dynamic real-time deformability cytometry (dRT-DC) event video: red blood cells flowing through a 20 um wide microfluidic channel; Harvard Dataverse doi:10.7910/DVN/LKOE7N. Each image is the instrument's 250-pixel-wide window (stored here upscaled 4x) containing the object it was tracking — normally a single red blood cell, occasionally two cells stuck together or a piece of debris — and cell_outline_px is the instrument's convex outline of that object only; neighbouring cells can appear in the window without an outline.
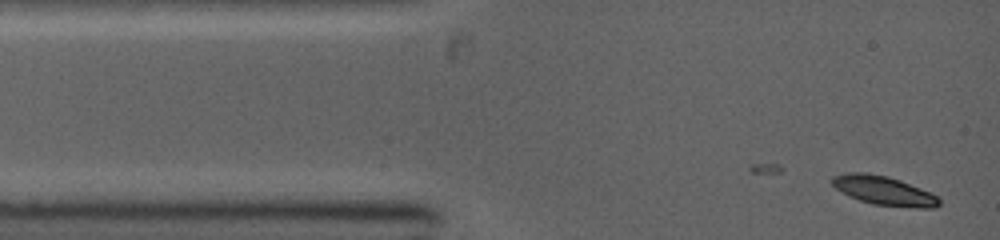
{"species": "common noctule bat (a hibernating species)", "species_latin": "Nyctalus noctula", "temperature_condition": "warm", "stored_images_in_passage": 17, "camera_frame_rate_fps": 5000, "um_per_image_px": 0.085, "animal": {"sex": "female", "body_mass_g": 19.0, "forearm_length_mm": 53.3}, "frame": {"image": 1, "passage_image": 1, "time_ms": 0.0, "image_size_px": [1000, 240], "cell_outline_px": [[940, 204], [936, 208], [916, 208], [872, 204], [848, 196], [840, 192], [828, 180], [832, 176], [848, 172], [868, 172], [888, 176], [900, 180], [920, 188], [936, 196], [940, 200]], "centroid_in_image_um": [75.07, 16.19], "position_along_channel_um": 9.9, "area_um2": 18.32}}
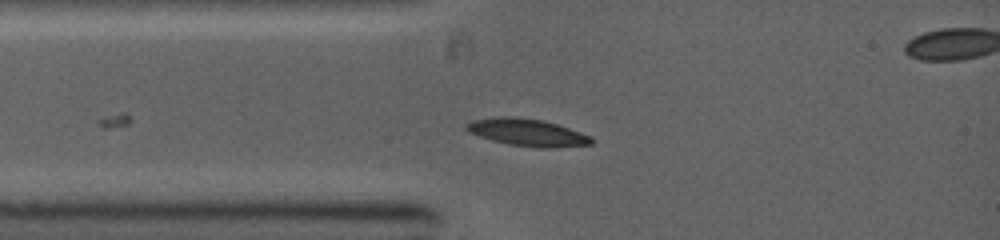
{"frame": {"image": 2, "passage_image": 10, "time_ms": 1.8, "image_size_px": [1000, 240], "cell_outline_px": [[592, 144], [552, 148], [540, 148], [508, 144], [492, 140], [468, 132], [464, 128], [464, 124], [472, 120], [496, 116], [512, 116], [544, 120], [592, 136]], "centroid_in_image_um": [44.78, 11.25], "position_along_channel_um": 40.2, "area_um2": 19.94}}
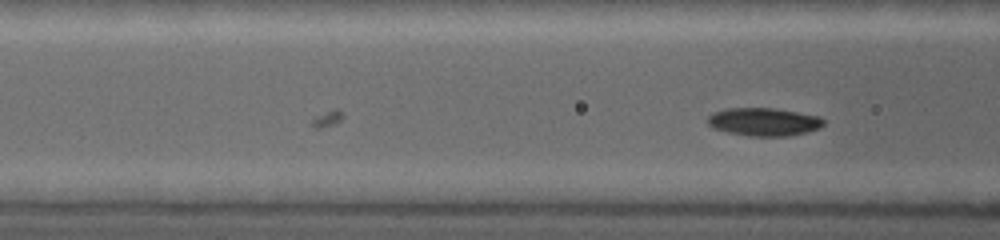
{"frame": {"image": 3, "passage_image": 17, "time_ms": 3.2, "image_size_px": [1000, 240], "cell_outline_px": [[824, 124], [820, 128], [808, 132], [788, 136], [748, 136], [728, 132], [712, 128], [708, 124], [708, 116], [712, 112], [728, 108], [772, 108], [820, 116], [824, 120]], "centroid_in_image_um": [64.92, 10.36], "position_along_channel_um": 101.7, "area_um2": 19.02}}